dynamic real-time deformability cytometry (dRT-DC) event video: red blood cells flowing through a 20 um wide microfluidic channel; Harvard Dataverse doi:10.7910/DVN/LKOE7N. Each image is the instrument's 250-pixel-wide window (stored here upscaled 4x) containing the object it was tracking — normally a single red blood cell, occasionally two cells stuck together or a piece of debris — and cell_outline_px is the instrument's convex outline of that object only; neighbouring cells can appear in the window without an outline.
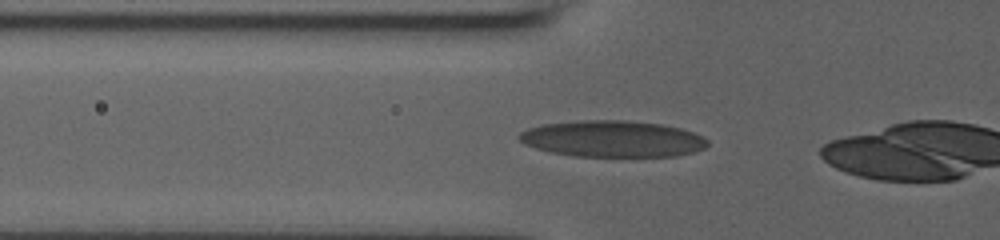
{"species": "human", "species_latin": "Homo sapiens", "temperature_condition": "room temperature", "stored_images_in_passage": 9, "camera_frame_rate_fps": 3000, "um_per_image_px": 0.085, "donor": {"sex": "male"}, "frame": {"image": 1, "passage_image": 8, "time_ms": 2.333, "image_size_px": [1000, 240], "cell_outline_px": [[708, 144], [704, 148], [692, 152], [676, 156], [572, 156], [552, 152], [536, 148], [524, 144], [516, 136], [520, 132], [528, 128], [540, 124], [580, 120], [628, 120], [660, 124], [680, 128], [704, 136], [708, 140]], "centroid_in_image_um": [52.04, 11.79], "position_along_channel_um": 73.8, "area_um2": 40.11}}